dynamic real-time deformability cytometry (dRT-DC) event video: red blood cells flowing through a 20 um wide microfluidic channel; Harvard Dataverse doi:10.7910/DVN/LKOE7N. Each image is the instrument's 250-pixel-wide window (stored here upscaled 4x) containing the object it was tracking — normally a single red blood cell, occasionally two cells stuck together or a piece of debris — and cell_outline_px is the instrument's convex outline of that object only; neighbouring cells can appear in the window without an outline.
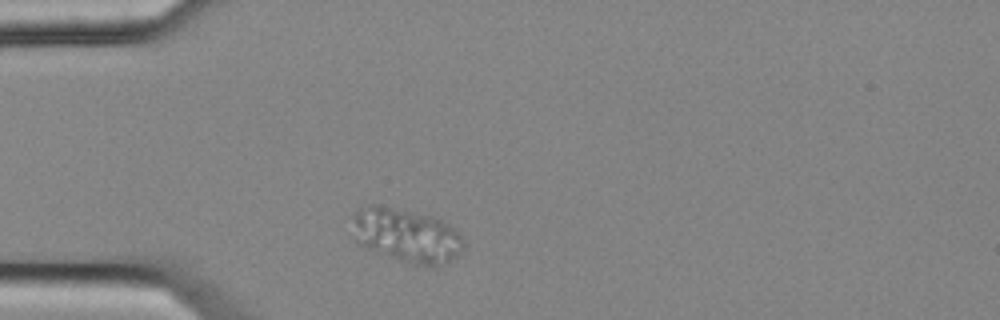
{"species": "common noctule bat (a hibernating species)", "species_latin": "Nyctalus noctula", "temperature_condition": "cold", "stored_images_in_passage": 2, "camera_frame_rate_fps": 3000, "um_per_image_px": 0.085, "animal": {"sex": "female", "body_mass_g": 25.1}, "frame": {"image": 1, "passage_image": 1, "time_ms": 0.0, "image_size_px": [1000, 320], "cell_outline_px": [[464, 248], [448, 264], [412, 264], [376, 252], [360, 244], [352, 236], [352, 216], [360, 208], [372, 204], [376, 204], [432, 216], [456, 228], [460, 236]], "centroid_in_image_um": [34.52, 19.99], "position_along_channel_um": 50.5, "area_um2": 34.74}}